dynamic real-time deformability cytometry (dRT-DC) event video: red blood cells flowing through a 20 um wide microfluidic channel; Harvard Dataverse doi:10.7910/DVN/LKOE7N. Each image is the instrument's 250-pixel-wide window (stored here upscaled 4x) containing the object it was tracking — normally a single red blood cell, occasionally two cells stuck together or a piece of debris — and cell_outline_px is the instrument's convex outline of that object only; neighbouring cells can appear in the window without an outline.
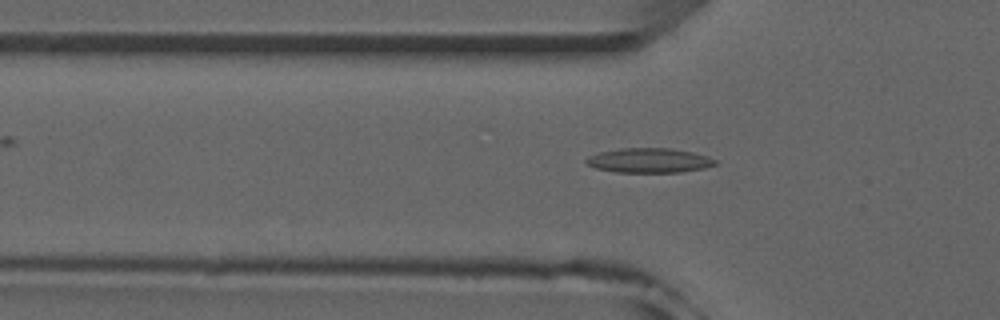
{"species": "common noctule bat (a hibernating species)", "species_latin": "Nyctalus noctula", "temperature_condition": "room temperature", "stored_images_in_passage": 51, "camera_frame_rate_fps": 3000, "um_per_image_px": 0.085, "animal": {"sex": "male", "forearm_length_mm": 52.5}, "frame": {"image": 1, "passage_image": 16, "time_ms": 5.0, "image_size_px": [1000, 320], "cell_outline_px": [[716, 164], [704, 168], [680, 172], [616, 172], [596, 168], [588, 164], [584, 160], [588, 156], [600, 152], [620, 148], [672, 148], [692, 152], [708, 156], [716, 160]], "centroid_in_image_um": [55.18, 13.63], "position_along_channel_um": 70.6, "area_um2": 18.44}}
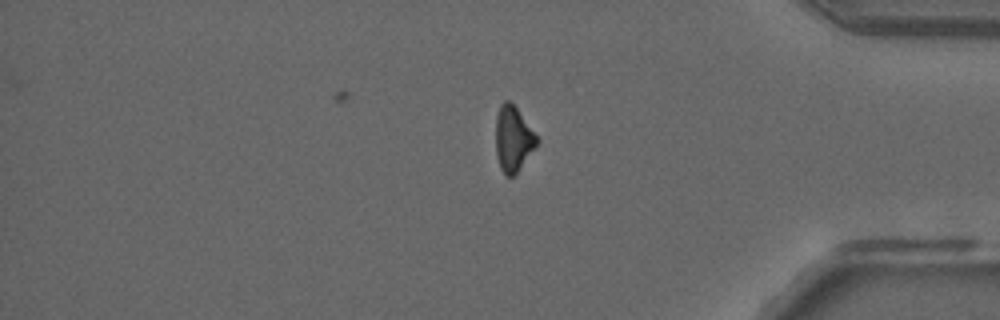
{"frame": {"image": 2, "passage_image": 42, "time_ms": 13.667, "image_size_px": [1000, 320], "cell_outline_px": [[540, 140], [536, 148], [516, 172], [512, 176], [504, 176], [500, 168], [496, 156], [496, 116], [500, 104], [504, 100], [508, 100], [516, 108]], "centroid_in_image_um": [43.61, 11.82], "position_along_channel_um": 391.6, "area_um2": 15.61}}
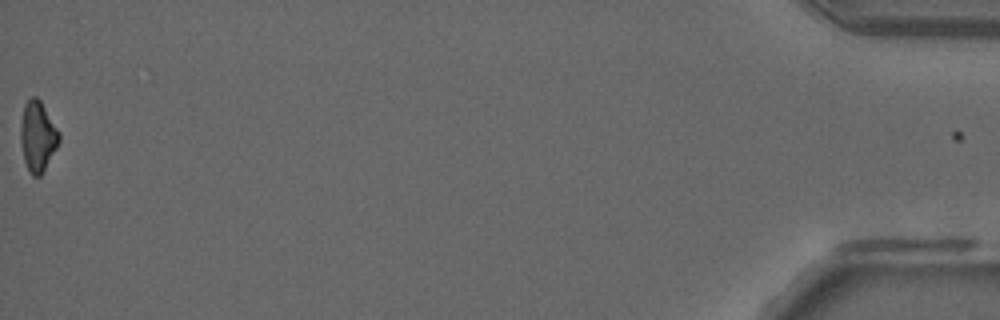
{"frame": {"image": 3, "passage_image": 51, "time_ms": 16.667, "image_size_px": [1000, 320], "cell_outline_px": [[60, 140], [56, 148], [40, 176], [32, 176], [24, 160], [20, 140], [20, 128], [24, 104], [32, 96], [36, 96], [40, 100], [60, 132]], "centroid_in_image_um": [3.2, 11.56], "position_along_channel_um": 432.0, "area_um2": 15.61}}